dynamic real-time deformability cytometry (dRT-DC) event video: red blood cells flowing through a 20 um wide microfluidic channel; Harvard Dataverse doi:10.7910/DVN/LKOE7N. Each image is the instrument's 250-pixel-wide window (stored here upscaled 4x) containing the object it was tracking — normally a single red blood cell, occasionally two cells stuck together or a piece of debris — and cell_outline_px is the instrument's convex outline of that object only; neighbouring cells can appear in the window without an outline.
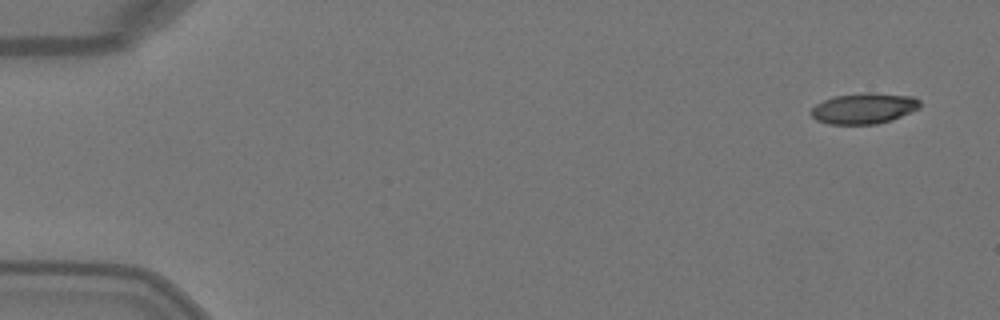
{"species": "Egyptian fruit bat (a non-hibernating species)", "species_latin": "Rousettus aegyptiacus", "temperature_condition": "warm", "stored_images_in_passage": 4, "camera_frame_rate_fps": 3000, "um_per_image_px": 0.085, "animal": {"sex": "female"}, "frame": {"image": 1, "passage_image": 1, "time_ms": 0.0, "image_size_px": [1000, 320], "cell_outline_px": [[920, 108], [912, 112], [892, 120], [876, 124], [828, 124], [816, 120], [812, 116], [812, 108], [816, 104], [824, 100], [836, 96], [868, 92], [872, 92], [916, 96], [920, 100]], "centroid_in_image_um": [73.49, 9.21], "position_along_channel_um": 11.5, "area_um2": 19.65}}
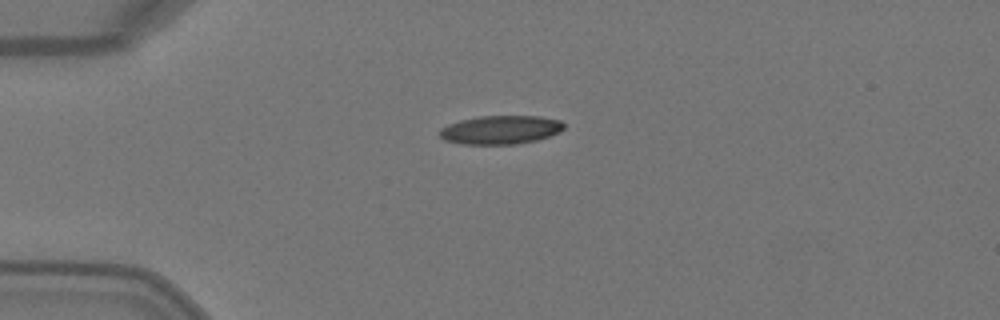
{"frame": {"image": 2, "passage_image": 4, "time_ms": 1.0, "image_size_px": [1000, 320], "cell_outline_px": [[564, 128], [560, 132], [536, 140], [516, 144], [464, 144], [444, 140], [436, 132], [440, 128], [448, 124], [460, 120], [480, 116], [540, 116], [560, 120], [564, 124]], "centroid_in_image_um": [42.52, 11.03], "position_along_channel_um": 42.5, "area_um2": 20.81}}